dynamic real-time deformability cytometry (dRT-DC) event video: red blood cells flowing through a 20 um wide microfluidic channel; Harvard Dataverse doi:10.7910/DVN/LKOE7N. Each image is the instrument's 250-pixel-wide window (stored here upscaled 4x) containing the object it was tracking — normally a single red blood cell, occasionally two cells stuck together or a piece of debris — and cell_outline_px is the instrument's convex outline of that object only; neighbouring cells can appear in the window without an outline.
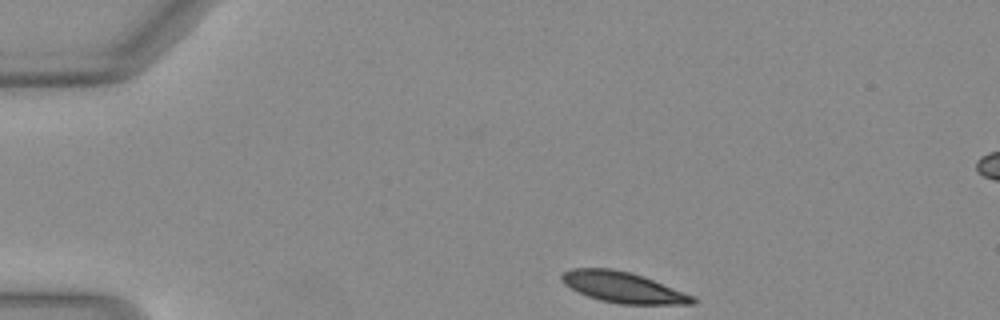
{"species": "Egyptian fruit bat (a non-hibernating species)", "species_latin": "Rousettus aegyptiacus", "temperature_condition": "warm", "stored_images_in_passage": 36, "camera_frame_rate_fps": 3000, "um_per_image_px": 0.085, "animal": {"sex": "female"}, "frame": {"image": 1, "passage_image": 1, "time_ms": 0.0, "image_size_px": [1000, 320], "cell_outline_px": [[696, 304], [620, 304], [600, 300], [588, 296], [564, 284], [560, 280], [560, 276], [564, 272], [572, 268], [612, 268], [644, 276], [696, 296]], "centroid_in_image_um": [53.0, 24.42], "position_along_channel_um": 32.0, "area_um2": 23.52}}
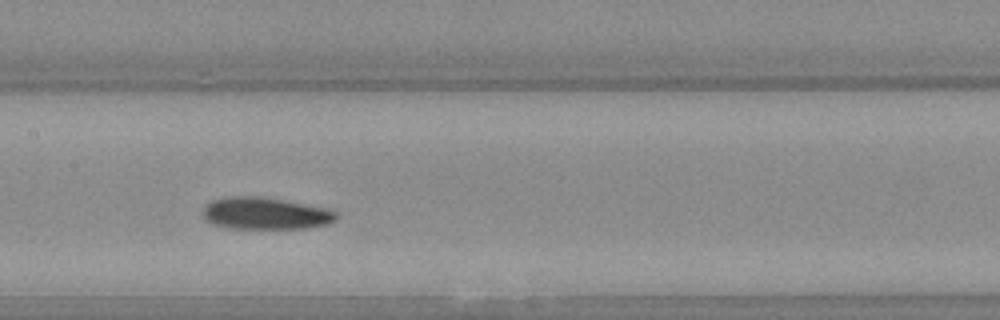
{"frame": {"image": 2, "passage_image": 17, "time_ms": 5.333, "image_size_px": [1000, 320], "cell_outline_px": [[336, 220], [328, 224], [308, 228], [228, 228], [212, 224], [204, 216], [204, 208], [212, 200], [228, 196], [260, 196], [324, 208], [336, 212]], "centroid_in_image_um": [22.54, 18.14], "position_along_channel_um": 184.9, "area_um2": 24.51}}
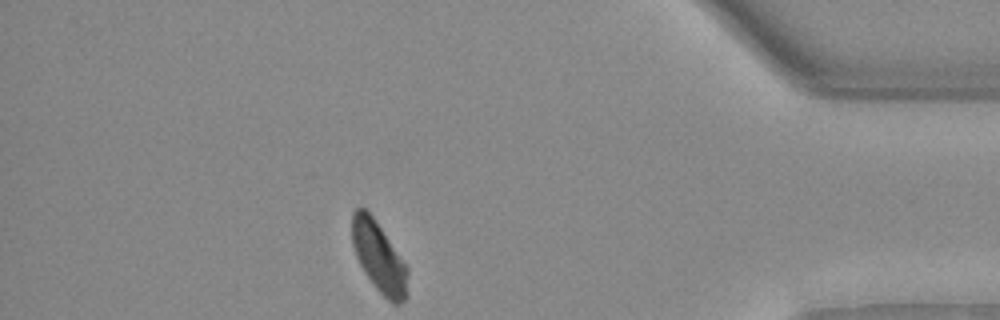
{"frame": {"image": 3, "passage_image": 36, "time_ms": 11.667, "image_size_px": [1000, 320], "cell_outline_px": [[408, 296], [400, 304], [392, 304], [376, 288], [364, 272], [356, 256], [352, 244], [352, 212], [360, 204], [372, 216], [408, 268]], "centroid_in_image_um": [32.21, 21.88], "position_along_channel_um": 403.0, "area_um2": 22.72}, "authors_computed_cell_mechanics": {"area_um2": 24.8829, "velocity_mm_per_s": 4.0518, "shape_relaxation_time_tau1_ms": 4.1221, "shape_relaxation_time_tau2_ms": 4.0123, "deformation_change_tau1": 0.1208, "deformation_change_tau2": 0.0957}}